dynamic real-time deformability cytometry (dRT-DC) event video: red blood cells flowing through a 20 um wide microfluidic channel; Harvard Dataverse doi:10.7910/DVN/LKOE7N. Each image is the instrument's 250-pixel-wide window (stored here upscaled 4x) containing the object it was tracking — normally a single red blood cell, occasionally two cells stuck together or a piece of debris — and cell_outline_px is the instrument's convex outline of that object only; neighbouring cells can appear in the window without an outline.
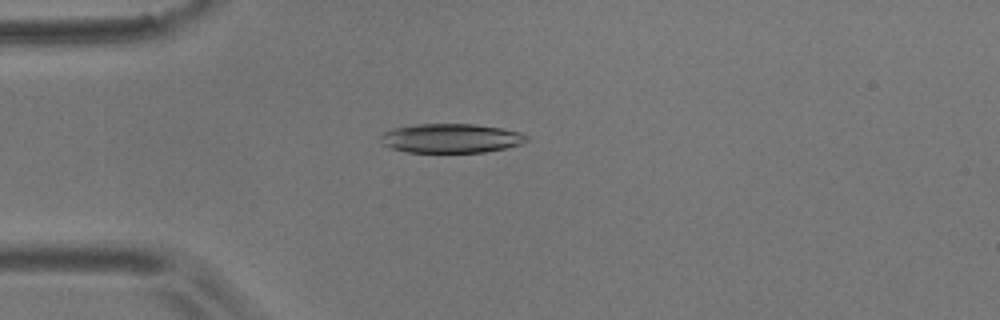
{"species": "common noctule bat (a hibernating species)", "species_latin": "Nyctalus noctula", "temperature_condition": "room temperature", "stored_images_in_passage": 13, "camera_frame_rate_fps": 3000, "um_per_image_px": 0.085, "animal": {"sex": "male", "body_mass_g": 17.9}, "frame": {"image": 1, "passage_image": 4, "time_ms": 4.333, "image_size_px": [1000, 320], "cell_outline_px": [[528, 140], [520, 144], [504, 148], [484, 152], [408, 152], [392, 148], [384, 144], [380, 140], [380, 136], [384, 132], [392, 128], [416, 124], [476, 124], [500, 128], [520, 132], [528, 136]], "centroid_in_image_um": [38.32, 11.74], "position_along_channel_um": 46.7, "area_um2": 24.74}}
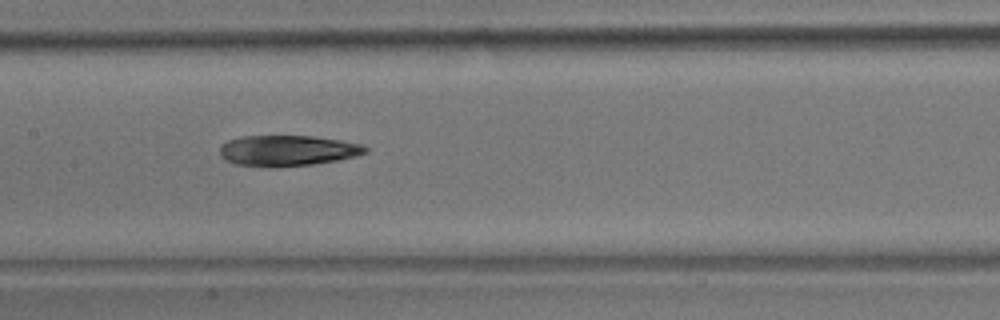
{"frame": {"image": 2, "passage_image": 8, "time_ms": 8.667, "image_size_px": [1000, 320], "cell_outline_px": [[368, 152], [356, 156], [340, 160], [312, 164], [272, 168], [268, 168], [236, 164], [224, 160], [220, 156], [220, 148], [228, 140], [244, 136], [312, 136], [340, 140], [360, 144], [368, 148]], "centroid_in_image_um": [24.44, 12.82], "position_along_channel_um": 183.0, "area_um2": 26.24}}
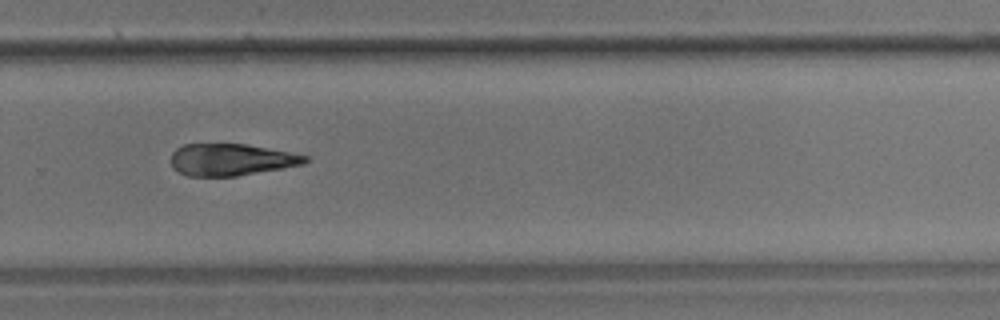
{"frame": {"image": 3, "passage_image": 11, "time_ms": 12.333, "image_size_px": [1000, 320], "cell_outline_px": [[308, 160], [304, 164], [284, 168], [236, 176], [188, 176], [172, 168], [172, 152], [176, 148], [184, 144], [244, 144], [288, 152], [308, 156]], "centroid_in_image_um": [19.63, 13.57], "position_along_channel_um": 310.2, "area_um2": 24.74}, "authors_computed_cell_mechanics": {"area_um2": 26.4146, "velocity_mm_per_s": 3.4823, "shape_relaxation_time_tau1_ms": 3.5073, "shape_relaxation_time_tau2_ms": null, "deformation_change_tau1": 0.1128, "deformation_change_tau2": null}}